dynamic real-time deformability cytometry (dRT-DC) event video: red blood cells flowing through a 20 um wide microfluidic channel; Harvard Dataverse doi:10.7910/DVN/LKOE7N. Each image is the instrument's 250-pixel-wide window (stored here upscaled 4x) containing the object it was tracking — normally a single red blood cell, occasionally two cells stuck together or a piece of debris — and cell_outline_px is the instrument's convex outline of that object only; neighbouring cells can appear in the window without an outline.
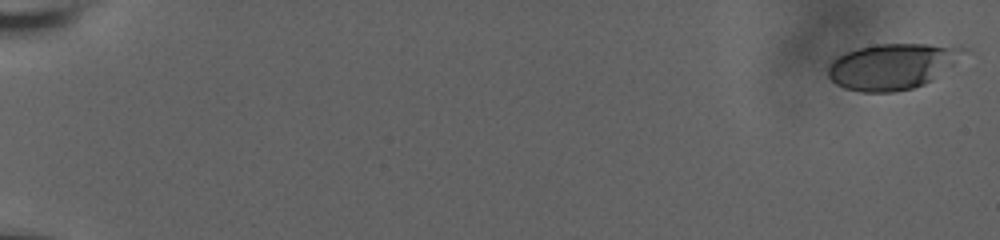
{"species": "human", "species_latin": "Homo sapiens", "temperature_condition": "room temperature", "stored_images_in_passage": 45, "camera_frame_rate_fps": 3000, "um_per_image_px": 0.085, "donor": {"sex": "male"}, "frame": {"image": 1, "passage_image": 1, "time_ms": 0.0, "image_size_px": [1000, 240], "cell_outline_px": [[968, 48], [952, 64], [932, 80], [924, 84], [912, 88], [892, 92], [860, 92], [844, 88], [836, 84], [828, 76], [828, 68], [832, 60], [856, 48], [876, 44], [928, 44]], "centroid_in_image_um": [75.78, 5.65], "position_along_channel_um": 9.2, "area_um2": 35.66}}
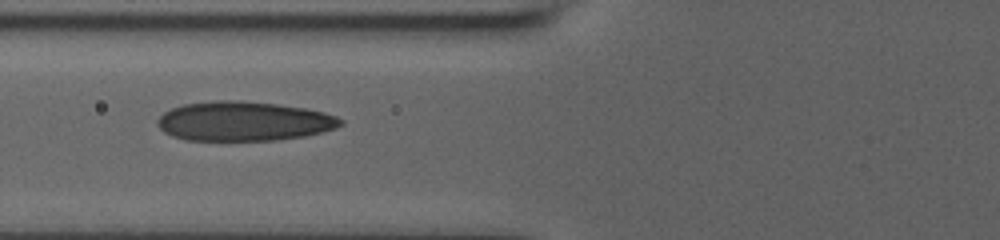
{"frame": {"image": 2, "passage_image": 26, "time_ms": 8.333, "image_size_px": [1000, 240], "cell_outline_px": [[344, 124], [336, 128], [324, 132], [304, 136], [276, 140], [184, 140], [172, 136], [164, 132], [156, 124], [156, 120], [164, 112], [172, 108], [184, 104], [216, 100], [236, 100], [276, 104], [304, 108], [324, 112], [336, 116], [344, 120]], "centroid_in_image_um": [20.72, 10.31], "position_along_channel_um": 105.1, "area_um2": 42.19}}
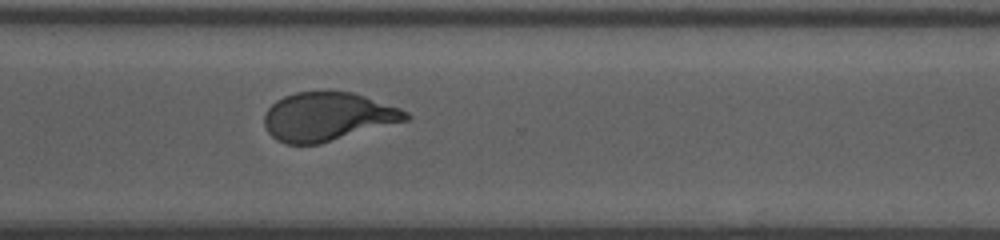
{"frame": {"image": 3, "passage_image": 45, "time_ms": 14.667, "image_size_px": [1000, 240], "cell_outline_px": [[412, 116], [408, 120], [320, 144], [284, 144], [276, 140], [268, 132], [264, 124], [264, 116], [268, 108], [276, 100], [284, 96], [296, 92], [352, 92], [400, 108], [408, 112]], "centroid_in_image_um": [27.84, 9.93], "position_along_channel_um": 342.8, "area_um2": 39.94}}